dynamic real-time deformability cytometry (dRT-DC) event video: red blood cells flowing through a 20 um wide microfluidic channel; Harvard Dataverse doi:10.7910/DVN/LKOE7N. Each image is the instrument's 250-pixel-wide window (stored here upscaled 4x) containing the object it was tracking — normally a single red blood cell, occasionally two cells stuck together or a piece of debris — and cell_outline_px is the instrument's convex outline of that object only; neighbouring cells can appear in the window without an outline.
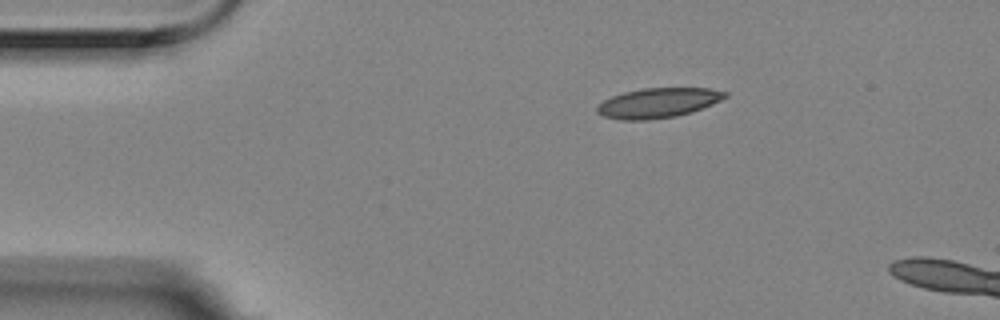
{"species": "Egyptian fruit bat (a non-hibernating species)", "species_latin": "Rousettus aegyptiacus", "temperature_condition": "room temperature", "stored_images_in_passage": 3, "camera_frame_rate_fps": 3000, "um_per_image_px": 0.085, "animal": {"sex": "female"}, "frame": {"image": 1, "passage_image": 1, "time_ms": 0.0, "image_size_px": [1000, 320], "cell_outline_px": [[728, 96], [712, 104], [692, 112], [676, 116], [648, 120], [620, 120], [604, 116], [596, 112], [596, 108], [604, 100], [612, 96], [624, 92], [644, 88], [708, 88], [728, 92]], "centroid_in_image_um": [55.94, 8.75], "position_along_channel_um": 29.1, "area_um2": 22.2}}